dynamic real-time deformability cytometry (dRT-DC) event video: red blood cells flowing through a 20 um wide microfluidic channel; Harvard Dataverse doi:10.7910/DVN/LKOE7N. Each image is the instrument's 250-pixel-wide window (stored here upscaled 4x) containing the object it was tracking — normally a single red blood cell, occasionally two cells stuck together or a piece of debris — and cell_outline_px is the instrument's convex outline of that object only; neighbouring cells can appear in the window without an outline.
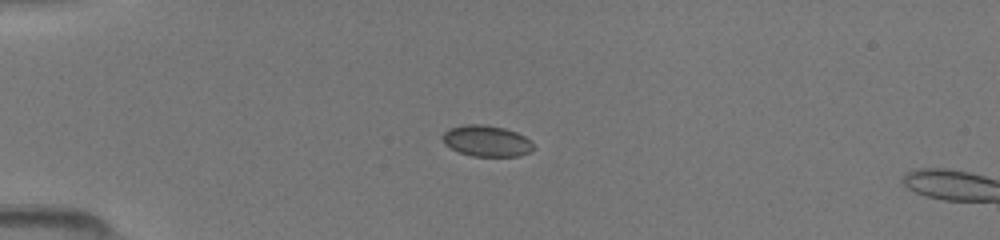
{"species": "common noctule bat (a hibernating species)", "species_latin": "Nyctalus noctula", "temperature_condition": "room temperature", "stored_images_in_passage": 3, "camera_frame_rate_fps": 3000, "um_per_image_px": 0.085, "animal": {"sex": "female", "body_mass_g": 19.5, "forearm_length_mm": 54.1}, "frame": {"image": 1, "passage_image": 1, "time_ms": 0.0, "image_size_px": [1000, 240], "cell_outline_px": [[536, 148], [520, 156], [472, 156], [460, 152], [444, 144], [440, 136], [444, 132], [452, 128], [468, 124], [480, 124], [504, 128], [516, 132], [524, 136]], "centroid_in_image_um": [41.35, 11.99], "position_along_channel_um": 43.7, "area_um2": 16.3}}